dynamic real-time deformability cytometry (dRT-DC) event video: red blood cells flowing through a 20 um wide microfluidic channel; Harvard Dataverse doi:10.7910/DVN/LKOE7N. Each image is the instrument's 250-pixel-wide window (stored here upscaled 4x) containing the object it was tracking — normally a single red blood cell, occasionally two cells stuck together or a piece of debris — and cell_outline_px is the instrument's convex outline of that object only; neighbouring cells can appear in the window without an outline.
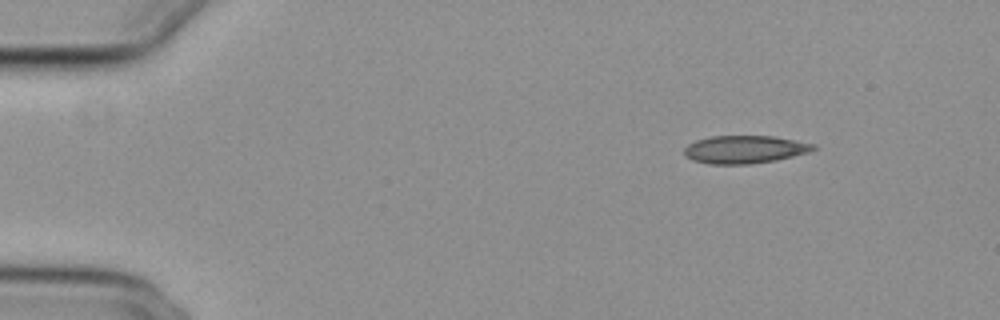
{"species": "common noctule bat (a hibernating species)", "species_latin": "Nyctalus noctula", "temperature_condition": "cold", "stored_images_in_passage": 13, "camera_frame_rate_fps": 3000, "um_per_image_px": 0.085, "animal": {"sex": "female", "body_mass_g": 29.2, "forearm_length_mm": 56.3}, "frame": {"image": 1, "passage_image": 1, "time_ms": 0.0, "image_size_px": [1000, 320], "cell_outline_px": [[816, 148], [808, 152], [776, 160], [748, 164], [708, 164], [692, 160], [684, 156], [684, 148], [688, 144], [696, 140], [712, 136], [772, 136], [816, 144]], "centroid_in_image_um": [63.26, 12.7], "position_along_channel_um": 21.7, "area_um2": 20.92}}
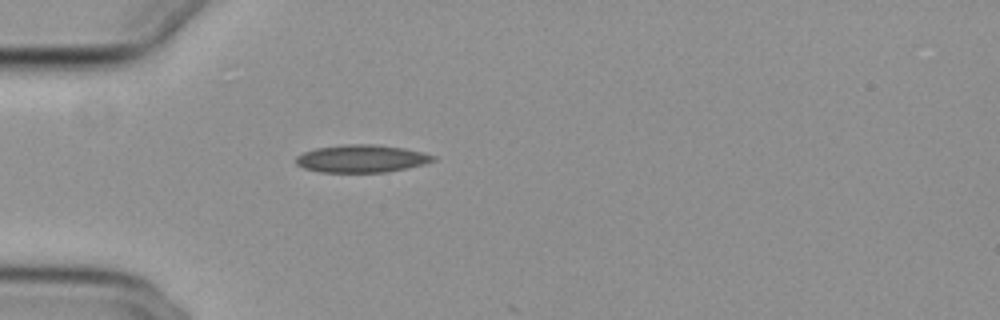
{"frame": {"image": 2, "passage_image": 10, "time_ms": 3.0, "image_size_px": [1000, 320], "cell_outline_px": [[436, 160], [424, 164], [408, 168], [388, 172], [320, 172], [304, 168], [296, 164], [296, 156], [304, 152], [316, 148], [344, 144], [372, 144], [404, 148], [424, 152], [436, 156]], "centroid_in_image_um": [30.76, 13.48], "position_along_channel_um": 54.2, "area_um2": 22.2}}